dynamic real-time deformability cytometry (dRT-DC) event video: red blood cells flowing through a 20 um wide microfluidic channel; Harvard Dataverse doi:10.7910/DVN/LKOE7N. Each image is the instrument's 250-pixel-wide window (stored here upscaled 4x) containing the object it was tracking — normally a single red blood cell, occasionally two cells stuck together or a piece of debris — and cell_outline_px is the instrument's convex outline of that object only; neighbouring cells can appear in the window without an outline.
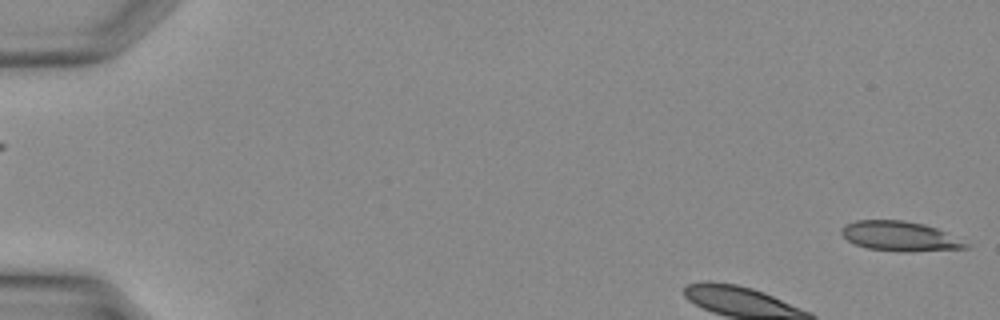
{"species": "Egyptian fruit bat (a non-hibernating species)", "species_latin": "Rousettus aegyptiacus", "temperature_condition": "warm", "stored_images_in_passage": 9, "camera_frame_rate_fps": 3000, "um_per_image_px": 0.085, "animal": {"sex": "female"}, "frame": {"image": 1, "passage_image": 1, "time_ms": 0.0, "image_size_px": [1000, 320], "cell_outline_px": [[968, 248], [868, 248], [856, 244], [848, 240], [840, 232], [840, 228], [844, 224], [856, 220], [904, 220], [924, 224], [936, 228], [968, 244]], "centroid_in_image_um": [76.34, 19.98], "position_along_channel_um": 8.7, "area_um2": 19.83}}